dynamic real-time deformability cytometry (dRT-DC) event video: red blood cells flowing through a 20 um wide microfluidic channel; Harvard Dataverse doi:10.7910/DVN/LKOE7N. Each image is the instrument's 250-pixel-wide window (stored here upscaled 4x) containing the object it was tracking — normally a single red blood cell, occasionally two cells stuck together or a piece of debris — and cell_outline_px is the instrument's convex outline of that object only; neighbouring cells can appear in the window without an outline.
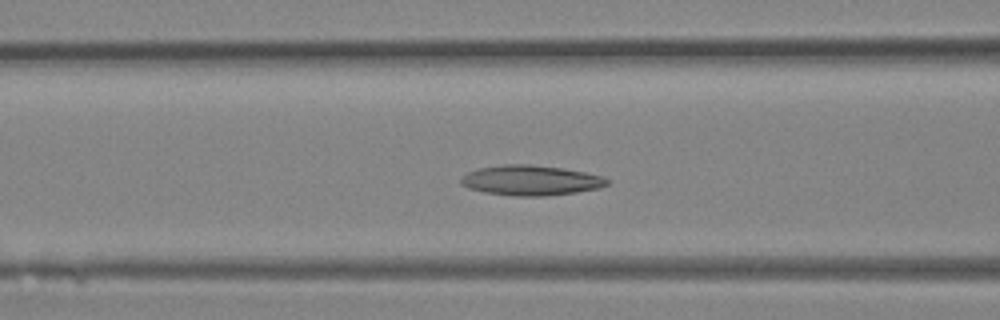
{"species": "Egyptian fruit bat (a non-hibernating species)", "species_latin": "Rousettus aegyptiacus", "temperature_condition": "room temperature", "stored_images_in_passage": 36, "camera_frame_rate_fps": 3000, "um_per_image_px": 0.085, "animal": {"sex": "female"}, "frame": {"image": 1, "passage_image": 14, "time_ms": 4.333, "image_size_px": [1000, 320], "cell_outline_px": [[612, 180], [608, 184], [600, 188], [576, 192], [544, 196], [512, 196], [484, 192], [468, 188], [460, 184], [460, 180], [468, 172], [480, 168], [504, 164], [528, 164], [564, 168], [604, 176]], "centroid_in_image_um": [45.15, 15.33], "position_along_channel_um": 121.4, "area_um2": 25.78}}
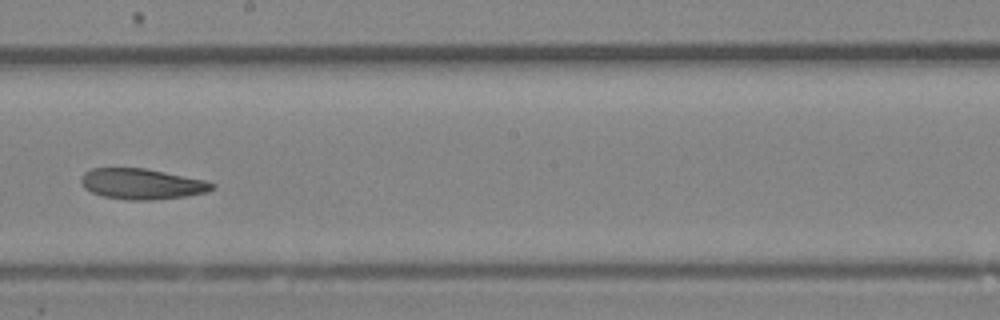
{"frame": {"image": 2, "passage_image": 20, "time_ms": 6.333, "image_size_px": [1000, 320], "cell_outline_px": [[216, 188], [208, 192], [184, 196], [152, 200], [128, 200], [104, 196], [92, 192], [84, 188], [80, 180], [80, 176], [84, 172], [92, 168], [144, 168], [208, 180], [216, 184]], "centroid_in_image_um": [12.09, 15.63], "position_along_channel_um": 236.1, "area_um2": 23.58}}
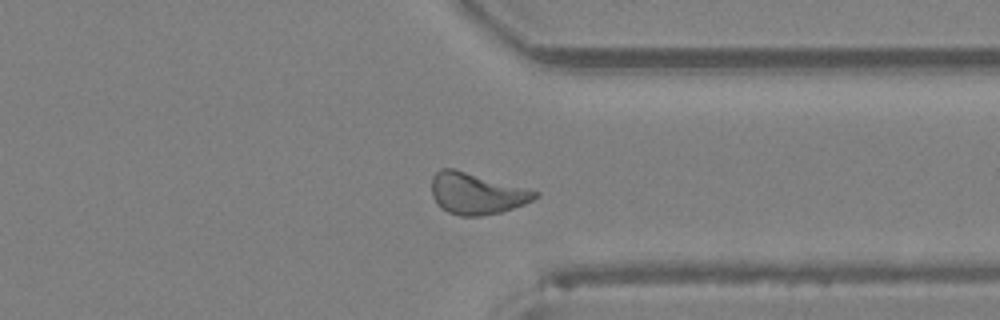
{"frame": {"image": 3, "passage_image": 27, "time_ms": 8.667, "image_size_px": [1000, 320], "cell_outline_px": [[540, 196], [524, 204], [500, 212], [480, 216], [460, 216], [448, 212], [440, 208], [436, 204], [432, 196], [432, 176], [440, 168], [452, 168], [540, 192]], "centroid_in_image_um": [40.47, 16.46], "position_along_channel_um": 370.9, "area_um2": 24.8}}